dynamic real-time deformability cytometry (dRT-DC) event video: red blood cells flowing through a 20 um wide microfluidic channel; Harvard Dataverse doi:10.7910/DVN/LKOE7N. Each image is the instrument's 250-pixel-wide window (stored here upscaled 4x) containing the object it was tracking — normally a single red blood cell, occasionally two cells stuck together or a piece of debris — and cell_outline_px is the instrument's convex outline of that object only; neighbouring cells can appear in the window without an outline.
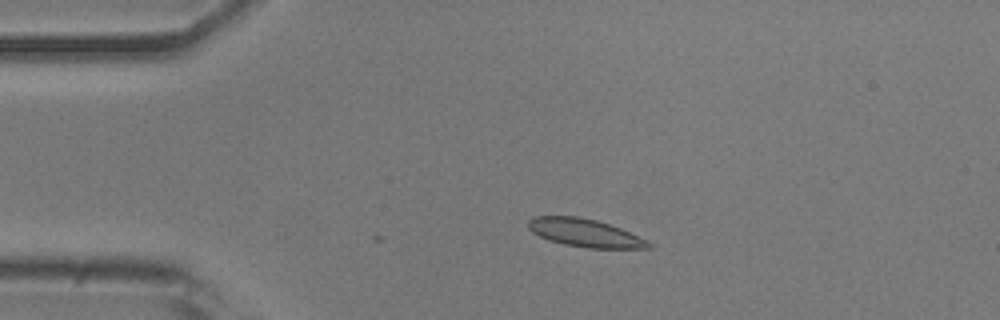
{"species": "common noctule bat (a hibernating species)", "species_latin": "Nyctalus noctula", "temperature_condition": "room temperature", "stored_images_in_passage": 7, "camera_frame_rate_fps": 3000, "um_per_image_px": 0.085, "animal": {"sex": "male", "body_mass_g": 20.5, "forearm_length_mm": 52.5}, "frame": {"image": 1, "passage_image": 1, "time_ms": 0.0, "image_size_px": [1000, 320], "cell_outline_px": [[652, 248], [588, 248], [564, 244], [548, 240], [532, 232], [528, 228], [528, 220], [532, 216], [576, 216], [596, 220], [620, 228], [648, 240], [652, 244]], "centroid_in_image_um": [49.7, 19.79], "position_along_channel_um": 35.3, "area_um2": 19.59}}